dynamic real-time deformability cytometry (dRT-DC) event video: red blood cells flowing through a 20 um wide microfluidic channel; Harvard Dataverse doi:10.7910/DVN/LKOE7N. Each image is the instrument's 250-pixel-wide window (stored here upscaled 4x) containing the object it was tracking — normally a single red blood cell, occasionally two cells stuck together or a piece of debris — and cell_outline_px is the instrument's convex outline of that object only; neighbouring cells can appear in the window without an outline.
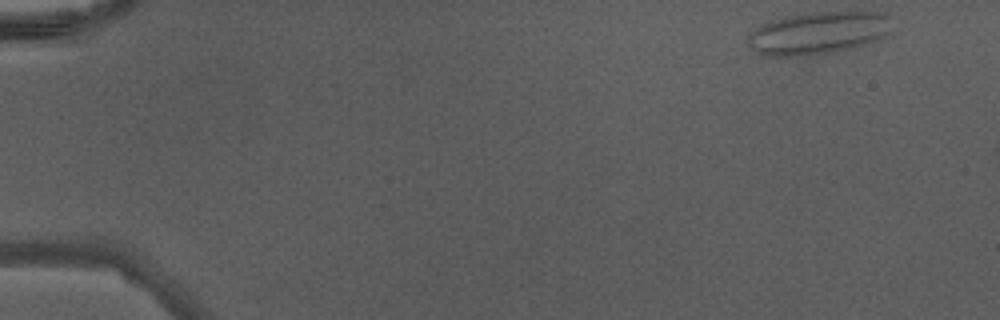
{"species": "Egyptian fruit bat (a non-hibernating species)", "species_latin": "Rousettus aegyptiacus", "temperature_condition": "warm", "stored_images_in_passage": 10, "camera_frame_rate_fps": 3000, "um_per_image_px": 0.085, "animal": {"sex": "male"}, "frame": {"image": 1, "passage_image": 1, "time_ms": 0.0, "image_size_px": [1000, 320], "cell_outline_px": [[892, 32], [876, 40], [852, 48], [832, 52], [800, 56], [764, 56], [756, 52], [748, 44], [748, 36], [756, 28], [772, 20], [788, 16], [808, 12], [876, 12], [892, 16]], "centroid_in_image_um": [69.59, 2.8], "position_along_channel_um": 15.4, "area_um2": 35.72}}